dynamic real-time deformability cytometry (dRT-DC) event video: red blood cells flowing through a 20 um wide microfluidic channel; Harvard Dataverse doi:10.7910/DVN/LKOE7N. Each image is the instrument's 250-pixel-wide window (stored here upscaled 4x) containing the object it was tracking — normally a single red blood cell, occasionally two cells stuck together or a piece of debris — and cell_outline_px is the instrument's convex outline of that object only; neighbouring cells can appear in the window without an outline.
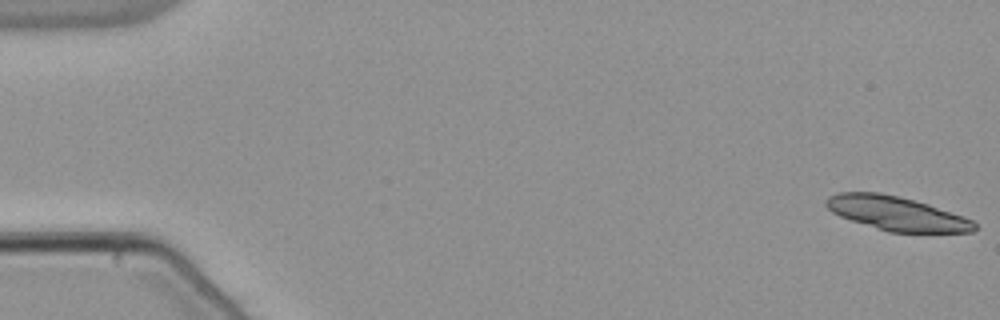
{"species": "common noctule bat (a hibernating species)", "species_latin": "Nyctalus noctula", "temperature_condition": "warm", "stored_images_in_passage": 56, "camera_frame_rate_fps": 3000, "um_per_image_px": 0.085, "animal": {"sex": "male", "body_mass_g": 21.5, "forearm_length_mm": 52.0}, "frame": {"image": 1, "passage_image": 1, "time_ms": 0.0, "image_size_px": [1000, 320], "cell_outline_px": [[976, 228], [972, 232], [888, 232], [840, 216], [832, 212], [824, 204], [824, 200], [828, 196], [840, 192], [880, 192], [928, 204], [972, 220], [976, 224]], "centroid_in_image_um": [76.16, 18.14], "position_along_channel_um": 8.8, "area_um2": 29.02}}
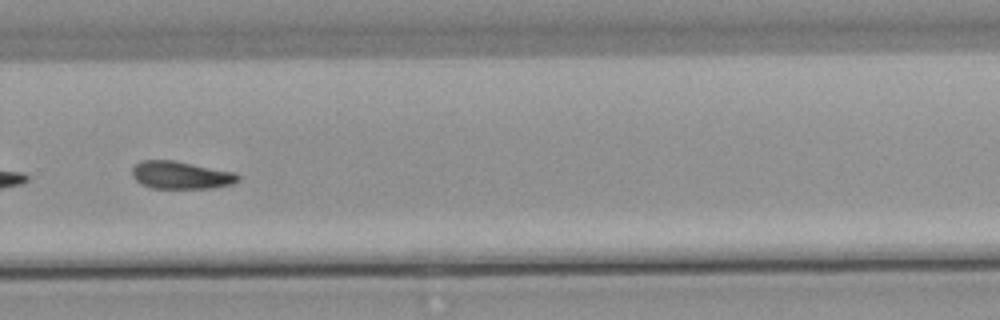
{"frame": {"image": 2, "passage_image": 38, "time_ms": 12.333, "image_size_px": [1000, 320], "cell_outline_px": [[240, 180], [232, 184], [212, 188], [152, 188], [140, 184], [132, 176], [132, 168], [140, 160], [176, 160], [236, 172], [240, 176]], "centroid_in_image_um": [15.39, 14.88], "position_along_channel_um": 314.4, "area_um2": 17.34}}
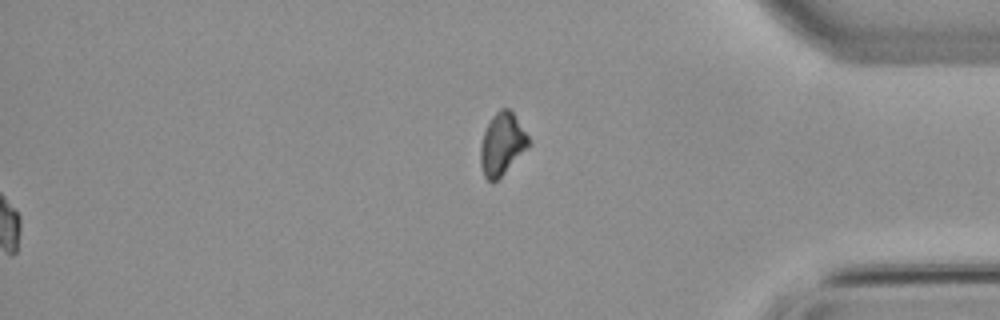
{"frame": {"image": 3, "passage_image": 56, "time_ms": 18.333, "image_size_px": [1000, 320], "cell_outline_px": [[532, 144], [492, 184], [484, 176], [480, 164], [480, 144], [484, 132], [492, 116], [500, 108], [508, 108], [512, 112], [532, 140]], "centroid_in_image_um": [42.69, 12.24], "position_along_channel_um": 392.5, "area_um2": 17.46}}